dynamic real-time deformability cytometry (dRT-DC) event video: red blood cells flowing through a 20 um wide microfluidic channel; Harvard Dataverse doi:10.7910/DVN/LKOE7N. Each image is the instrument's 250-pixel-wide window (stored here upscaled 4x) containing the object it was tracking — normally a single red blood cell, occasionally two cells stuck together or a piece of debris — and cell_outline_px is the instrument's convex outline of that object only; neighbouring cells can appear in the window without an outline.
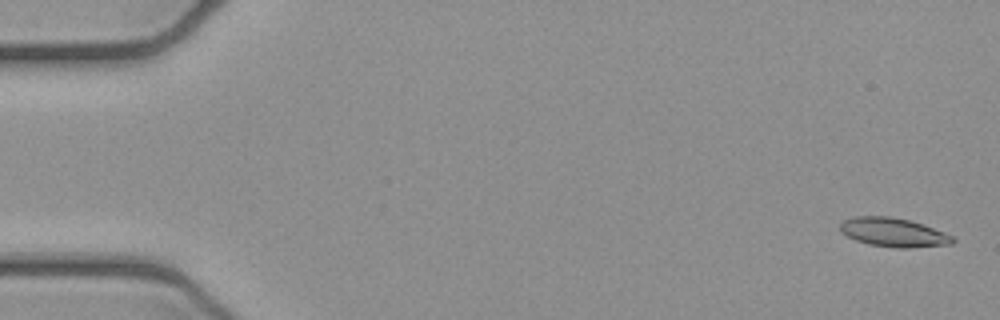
{"species": "common noctule bat (a hibernating species)", "species_latin": "Nyctalus noctula", "temperature_condition": "cold", "stored_images_in_passage": 5, "camera_frame_rate_fps": 3000, "um_per_image_px": 0.085, "animal": {"sex": "female", "body_mass_g": 21.9}, "frame": {"image": 1, "passage_image": 1, "time_ms": 0.0, "image_size_px": [1000, 320], "cell_outline_px": [[956, 240], [952, 244], [908, 248], [896, 248], [868, 244], [856, 240], [840, 232], [840, 224], [844, 220], [852, 216], [888, 216], [908, 220], [944, 232], [952, 236]], "centroid_in_image_um": [75.91, 19.76], "position_along_channel_um": 9.1, "area_um2": 18.84}}
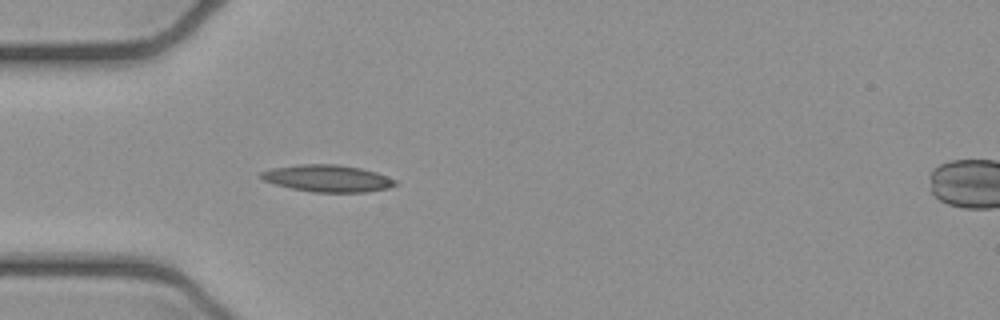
{"frame": {"image": 2, "passage_image": 5, "time_ms": 1.333, "image_size_px": [1000, 320], "cell_outline_px": [[396, 184], [388, 188], [368, 192], [312, 192], [292, 188], [276, 184], [264, 180], [260, 176], [260, 172], [272, 168], [300, 164], [336, 164], [360, 168], [376, 172], [396, 180]], "centroid_in_image_um": [27.85, 15.16], "position_along_channel_um": 57.2, "area_um2": 20.92}}